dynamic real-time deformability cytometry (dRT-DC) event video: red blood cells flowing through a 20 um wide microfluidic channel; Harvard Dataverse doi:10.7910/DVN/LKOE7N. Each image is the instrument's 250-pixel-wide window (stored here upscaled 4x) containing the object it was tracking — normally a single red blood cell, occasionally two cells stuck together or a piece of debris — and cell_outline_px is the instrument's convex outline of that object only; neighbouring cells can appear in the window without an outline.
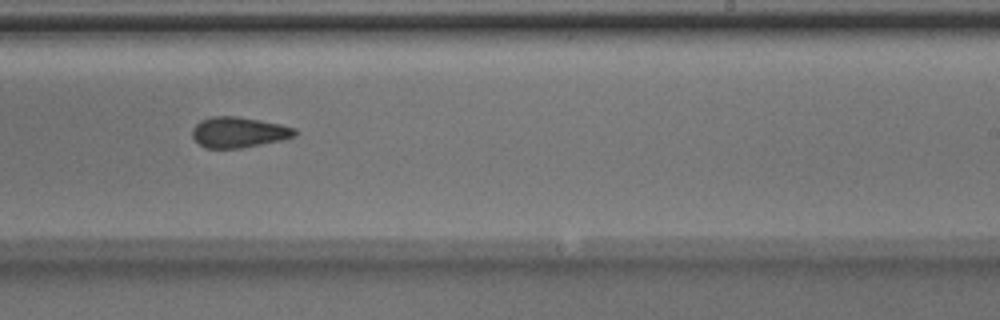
{"species": "Egyptian fruit bat (a non-hibernating species)", "species_latin": "Rousettus aegyptiacus", "temperature_condition": "room temperature", "stored_images_in_passage": 10, "camera_frame_rate_fps": 3000, "um_per_image_px": 0.085, "animal": {"sex": "male"}, "frame": {"image": 1, "passage_image": 9, "time_ms": 2.667, "image_size_px": [1000, 320], "cell_outline_px": [[296, 136], [280, 140], [240, 148], [204, 148], [192, 136], [192, 128], [200, 120], [212, 116], [236, 116], [260, 120], [280, 124], [296, 128]], "centroid_in_image_um": [20.27, 11.23], "position_along_channel_um": 268.7, "area_um2": 18.21}}
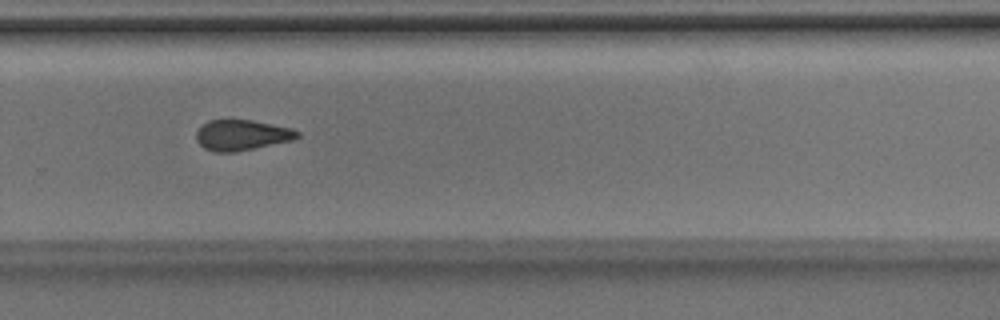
{"frame": {"image": 2, "passage_image": 10, "time_ms": 3.0, "image_size_px": [1000, 320], "cell_outline_px": [[300, 136], [292, 140], [236, 152], [216, 152], [204, 148], [196, 140], [196, 132], [200, 124], [208, 120], [252, 120], [292, 128], [300, 132]], "centroid_in_image_um": [20.53, 11.47], "position_along_channel_um": 309.3, "area_um2": 18.09}}